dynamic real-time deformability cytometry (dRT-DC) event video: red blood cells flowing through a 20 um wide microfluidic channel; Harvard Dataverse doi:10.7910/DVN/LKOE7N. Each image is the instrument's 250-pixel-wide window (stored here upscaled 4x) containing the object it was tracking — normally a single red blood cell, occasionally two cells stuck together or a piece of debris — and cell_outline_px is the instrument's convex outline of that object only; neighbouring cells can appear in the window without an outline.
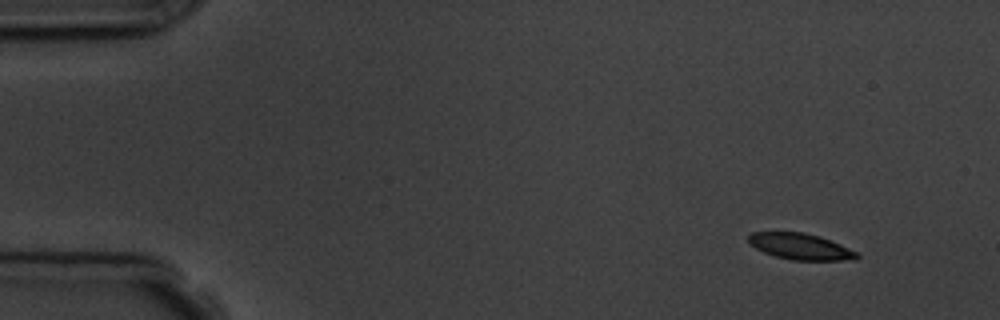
{"species": "common noctule bat (a hibernating species)", "species_latin": "Nyctalus noctula", "temperature_condition": "room temperature", "stored_images_in_passage": 4, "camera_frame_rate_fps": 3000, "um_per_image_px": 0.085, "animal": {"sex": "male", "body_mass_g": 19.5, "forearm_length_mm": 54.6}, "frame": {"image": 1, "passage_image": 1, "time_ms": 0.0, "image_size_px": [1000, 320], "cell_outline_px": [[860, 256], [856, 260], [792, 260], [776, 256], [764, 252], [748, 244], [748, 236], [752, 232], [804, 232], [820, 236], [840, 244], [856, 252]], "centroid_in_image_um": [68.03, 20.95], "position_along_channel_um": 17.0, "area_um2": 16.53}}
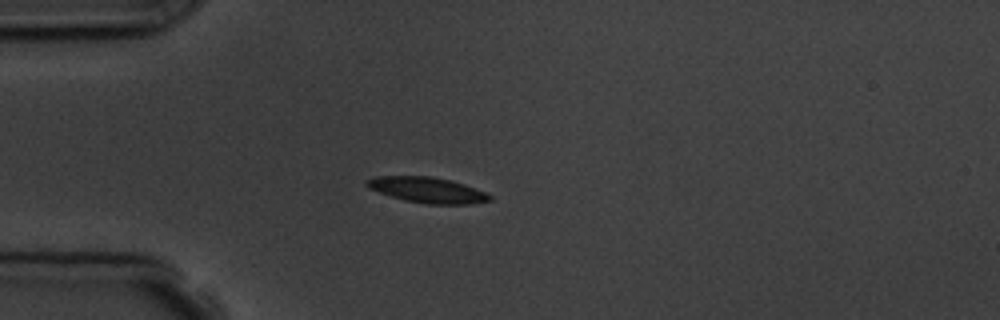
{"frame": {"image": 2, "passage_image": 4, "time_ms": 3.333, "image_size_px": [1000, 320], "cell_outline_px": [[492, 200], [472, 204], [424, 204], [404, 200], [368, 188], [364, 184], [364, 180], [376, 176], [432, 176], [452, 180], [476, 188], [492, 196]], "centroid_in_image_um": [36.32, 16.14], "position_along_channel_um": 48.7, "area_um2": 18.5}}